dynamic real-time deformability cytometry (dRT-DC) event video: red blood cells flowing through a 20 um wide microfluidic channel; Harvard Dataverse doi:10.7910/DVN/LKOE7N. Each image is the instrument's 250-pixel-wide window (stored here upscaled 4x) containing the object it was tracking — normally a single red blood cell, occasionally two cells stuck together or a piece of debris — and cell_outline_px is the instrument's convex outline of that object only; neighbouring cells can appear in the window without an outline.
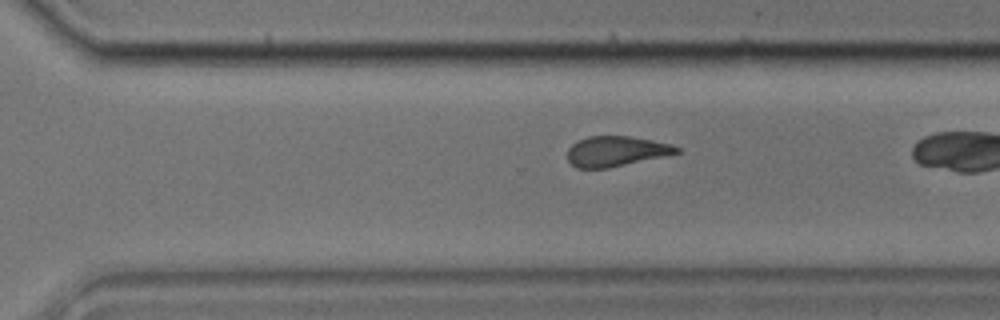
{"species": "common noctule bat (a hibernating species)", "species_latin": "Nyctalus noctula", "temperature_condition": "cold", "stored_images_in_passage": 38, "camera_frame_rate_fps": 3000, "um_per_image_px": 0.085, "animal": {"sex": "male", "body_mass_g": 17.9}, "frame": {"image": 1, "passage_image": 34, "time_ms": 11.0, "image_size_px": [1000, 320], "cell_outline_px": [[680, 152], [664, 156], [608, 168], [576, 168], [568, 160], [568, 148], [572, 144], [588, 136], [632, 136], [672, 144], [680, 148]], "centroid_in_image_um": [52.37, 12.85], "position_along_channel_um": 318.2, "area_um2": 19.13}}